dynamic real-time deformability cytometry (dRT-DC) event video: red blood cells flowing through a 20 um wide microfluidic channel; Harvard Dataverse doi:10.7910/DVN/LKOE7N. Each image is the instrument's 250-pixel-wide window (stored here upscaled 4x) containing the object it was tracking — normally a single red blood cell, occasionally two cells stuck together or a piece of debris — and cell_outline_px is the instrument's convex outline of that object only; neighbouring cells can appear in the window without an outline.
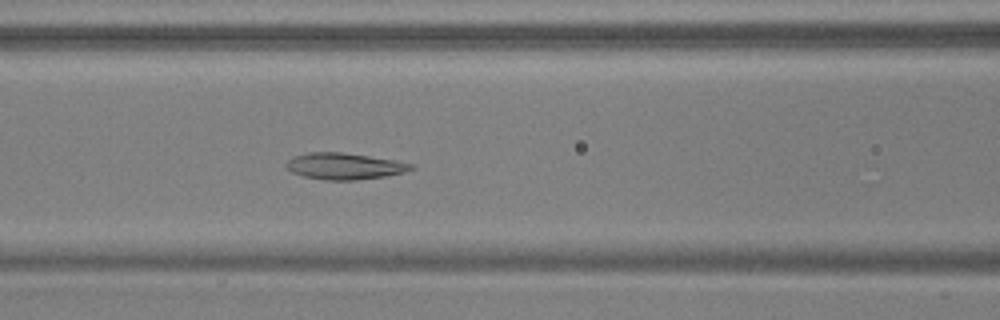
{"species": "common noctule bat (a hibernating species)", "species_latin": "Nyctalus noctula", "temperature_condition": "warm", "stored_images_in_passage": 55, "camera_frame_rate_fps": 3000, "um_per_image_px": 0.085, "animal": {"sex": "male", "body_mass_g": 17.9, "forearm_length_mm": 54.2}, "frame": {"image": 1, "passage_image": 24, "time_ms": 7.667, "image_size_px": [1000, 320], "cell_outline_px": [[416, 168], [404, 172], [384, 176], [356, 180], [324, 180], [304, 176], [292, 172], [284, 164], [292, 156], [308, 152], [340, 152], [396, 160], [416, 164]], "centroid_in_image_um": [29.29, 14.12], "position_along_channel_um": 137.3, "area_um2": 19.31}}
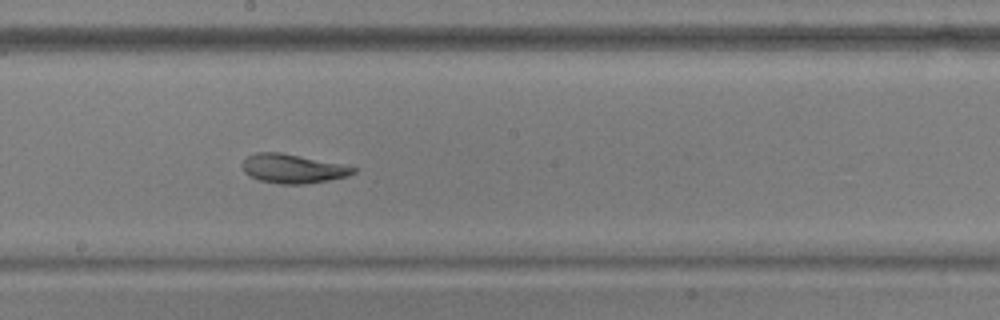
{"frame": {"image": 2, "passage_image": 31, "time_ms": 10.0, "image_size_px": [1000, 320], "cell_outline_px": [[356, 172], [348, 176], [308, 184], [280, 184], [260, 180], [248, 176], [244, 172], [244, 160], [248, 156], [256, 152], [280, 152], [340, 164], [356, 168]], "centroid_in_image_um": [24.88, 14.34], "position_along_channel_um": 223.3, "area_um2": 18.55}}
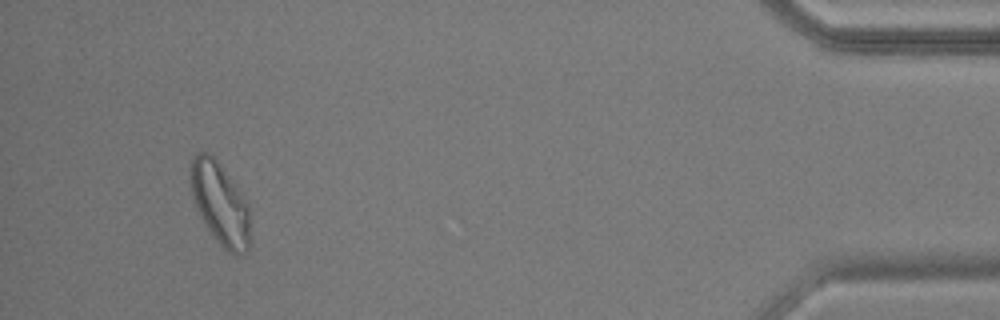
{"frame": {"image": 3, "passage_image": 52, "time_ms": 17.0, "image_size_px": [1000, 320], "cell_outline_px": [[248, 248], [244, 252], [236, 256], [232, 256], [216, 240], [204, 224], [196, 208], [188, 188], [188, 180], [192, 156], [196, 152], [208, 152], [216, 160], [240, 192], [248, 204]], "centroid_in_image_um": [18.62, 17.28], "position_along_channel_um": 416.6, "area_um2": 28.55}, "authors_computed_cell_mechanics": {"area_um2": 21.6172, "velocity_mm_per_s": 3.6956, "shape_relaxation_time_tau1_ms": 5.7359, "shape_relaxation_time_tau2_ms": 1.7541, "deformation_change_tau1": 0.1636, "deformation_change_tau2": 0.078}}